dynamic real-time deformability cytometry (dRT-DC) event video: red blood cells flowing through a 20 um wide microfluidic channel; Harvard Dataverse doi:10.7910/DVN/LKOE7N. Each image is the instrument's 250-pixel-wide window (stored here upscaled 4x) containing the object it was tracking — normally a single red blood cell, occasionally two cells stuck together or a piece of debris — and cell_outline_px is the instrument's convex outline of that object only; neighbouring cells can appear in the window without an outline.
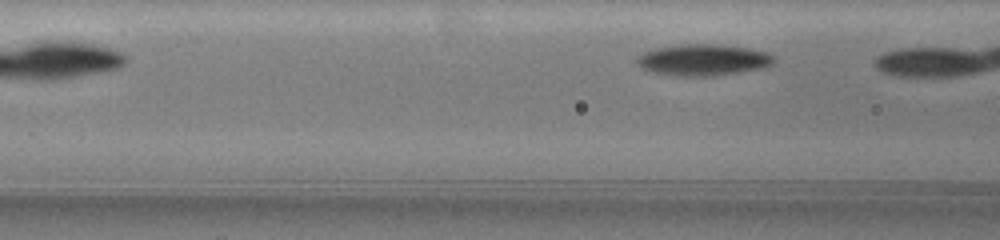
{"species": "common noctule bat (a hibernating species)", "species_latin": "Nyctalus noctula", "temperature_condition": "warm", "stored_images_in_passage": 6, "camera_frame_rate_fps": 3000, "um_per_image_px": 0.085, "animal": {"sex": "female", "body_mass_g": 19.5, "forearm_length_mm": 54.1}, "frame": {"image": 1, "passage_image": 3, "time_ms": 0.667, "image_size_px": [1000, 240], "cell_outline_px": [[776, 60], [772, 64], [764, 68], [740, 72], [708, 76], [684, 76], [652, 72], [636, 64], [636, 56], [644, 52], [656, 48], [684, 44], [720, 44], [748, 48], [768, 52], [776, 56]], "centroid_in_image_um": [59.81, 5.08], "position_along_channel_um": 106.8, "area_um2": 25.14}}